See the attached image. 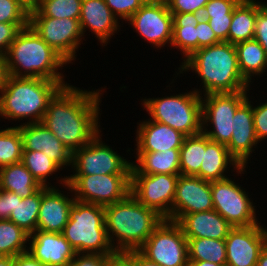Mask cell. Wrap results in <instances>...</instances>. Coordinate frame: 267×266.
I'll use <instances>...</instances> for the list:
<instances>
[{
	"mask_svg": "<svg viewBox=\"0 0 267 266\" xmlns=\"http://www.w3.org/2000/svg\"><path fill=\"white\" fill-rule=\"evenodd\" d=\"M211 182L197 176L179 175L172 205V221L183 215L213 210Z\"/></svg>",
	"mask_w": 267,
	"mask_h": 266,
	"instance_id": "obj_18",
	"label": "cell"
},
{
	"mask_svg": "<svg viewBox=\"0 0 267 266\" xmlns=\"http://www.w3.org/2000/svg\"><path fill=\"white\" fill-rule=\"evenodd\" d=\"M230 168L231 173L236 172L237 175L233 174L234 176H242L241 174H246L248 166H241L229 153L226 145L212 141L206 136V150L200 172L196 176L210 182L223 180L231 176L228 174Z\"/></svg>",
	"mask_w": 267,
	"mask_h": 266,
	"instance_id": "obj_24",
	"label": "cell"
},
{
	"mask_svg": "<svg viewBox=\"0 0 267 266\" xmlns=\"http://www.w3.org/2000/svg\"><path fill=\"white\" fill-rule=\"evenodd\" d=\"M180 64L178 72L174 74L176 79L180 74L192 70L200 77L202 85L199 89H192L201 96L202 93H233L252 89L239 70L235 45L227 41L199 48Z\"/></svg>",
	"mask_w": 267,
	"mask_h": 266,
	"instance_id": "obj_2",
	"label": "cell"
},
{
	"mask_svg": "<svg viewBox=\"0 0 267 266\" xmlns=\"http://www.w3.org/2000/svg\"><path fill=\"white\" fill-rule=\"evenodd\" d=\"M132 165L141 174L180 175V150L170 149L164 152L135 153Z\"/></svg>",
	"mask_w": 267,
	"mask_h": 266,
	"instance_id": "obj_28",
	"label": "cell"
},
{
	"mask_svg": "<svg viewBox=\"0 0 267 266\" xmlns=\"http://www.w3.org/2000/svg\"><path fill=\"white\" fill-rule=\"evenodd\" d=\"M235 48L242 77L252 86L254 78L263 77V73L267 71L265 51L254 38L235 44Z\"/></svg>",
	"mask_w": 267,
	"mask_h": 266,
	"instance_id": "obj_27",
	"label": "cell"
},
{
	"mask_svg": "<svg viewBox=\"0 0 267 266\" xmlns=\"http://www.w3.org/2000/svg\"><path fill=\"white\" fill-rule=\"evenodd\" d=\"M266 243V225L233 227L225 238L226 266H256Z\"/></svg>",
	"mask_w": 267,
	"mask_h": 266,
	"instance_id": "obj_17",
	"label": "cell"
},
{
	"mask_svg": "<svg viewBox=\"0 0 267 266\" xmlns=\"http://www.w3.org/2000/svg\"><path fill=\"white\" fill-rule=\"evenodd\" d=\"M21 162L41 185L52 187L50 177L62 169L41 151H23Z\"/></svg>",
	"mask_w": 267,
	"mask_h": 266,
	"instance_id": "obj_37",
	"label": "cell"
},
{
	"mask_svg": "<svg viewBox=\"0 0 267 266\" xmlns=\"http://www.w3.org/2000/svg\"><path fill=\"white\" fill-rule=\"evenodd\" d=\"M105 88L63 86L50 100L41 123L73 153L102 132L99 116Z\"/></svg>",
	"mask_w": 267,
	"mask_h": 266,
	"instance_id": "obj_1",
	"label": "cell"
},
{
	"mask_svg": "<svg viewBox=\"0 0 267 266\" xmlns=\"http://www.w3.org/2000/svg\"><path fill=\"white\" fill-rule=\"evenodd\" d=\"M14 257L0 256V266H13Z\"/></svg>",
	"mask_w": 267,
	"mask_h": 266,
	"instance_id": "obj_54",
	"label": "cell"
},
{
	"mask_svg": "<svg viewBox=\"0 0 267 266\" xmlns=\"http://www.w3.org/2000/svg\"><path fill=\"white\" fill-rule=\"evenodd\" d=\"M131 174L67 176L75 200L107 206L130 193Z\"/></svg>",
	"mask_w": 267,
	"mask_h": 266,
	"instance_id": "obj_13",
	"label": "cell"
},
{
	"mask_svg": "<svg viewBox=\"0 0 267 266\" xmlns=\"http://www.w3.org/2000/svg\"><path fill=\"white\" fill-rule=\"evenodd\" d=\"M13 266H46L35 259L28 251L14 257Z\"/></svg>",
	"mask_w": 267,
	"mask_h": 266,
	"instance_id": "obj_49",
	"label": "cell"
},
{
	"mask_svg": "<svg viewBox=\"0 0 267 266\" xmlns=\"http://www.w3.org/2000/svg\"><path fill=\"white\" fill-rule=\"evenodd\" d=\"M256 104L252 101L254 128L257 139L261 143L267 139V99L263 100V103Z\"/></svg>",
	"mask_w": 267,
	"mask_h": 266,
	"instance_id": "obj_42",
	"label": "cell"
},
{
	"mask_svg": "<svg viewBox=\"0 0 267 266\" xmlns=\"http://www.w3.org/2000/svg\"><path fill=\"white\" fill-rule=\"evenodd\" d=\"M256 266H267V243L260 251Z\"/></svg>",
	"mask_w": 267,
	"mask_h": 266,
	"instance_id": "obj_52",
	"label": "cell"
},
{
	"mask_svg": "<svg viewBox=\"0 0 267 266\" xmlns=\"http://www.w3.org/2000/svg\"><path fill=\"white\" fill-rule=\"evenodd\" d=\"M22 4H24L29 10H32L37 5L38 0H19Z\"/></svg>",
	"mask_w": 267,
	"mask_h": 266,
	"instance_id": "obj_55",
	"label": "cell"
},
{
	"mask_svg": "<svg viewBox=\"0 0 267 266\" xmlns=\"http://www.w3.org/2000/svg\"><path fill=\"white\" fill-rule=\"evenodd\" d=\"M99 132L87 145L72 153L73 174L68 176L131 174L132 160L120 155L102 140Z\"/></svg>",
	"mask_w": 267,
	"mask_h": 266,
	"instance_id": "obj_9",
	"label": "cell"
},
{
	"mask_svg": "<svg viewBox=\"0 0 267 266\" xmlns=\"http://www.w3.org/2000/svg\"><path fill=\"white\" fill-rule=\"evenodd\" d=\"M177 223L186 238L225 239L233 228L214 209L183 215Z\"/></svg>",
	"mask_w": 267,
	"mask_h": 266,
	"instance_id": "obj_25",
	"label": "cell"
},
{
	"mask_svg": "<svg viewBox=\"0 0 267 266\" xmlns=\"http://www.w3.org/2000/svg\"><path fill=\"white\" fill-rule=\"evenodd\" d=\"M228 177L211 181L213 208L233 227H249L262 224L257 216L256 206L246 188ZM260 222V223H259Z\"/></svg>",
	"mask_w": 267,
	"mask_h": 266,
	"instance_id": "obj_10",
	"label": "cell"
},
{
	"mask_svg": "<svg viewBox=\"0 0 267 266\" xmlns=\"http://www.w3.org/2000/svg\"><path fill=\"white\" fill-rule=\"evenodd\" d=\"M8 76L5 56H0V92L5 85L6 78Z\"/></svg>",
	"mask_w": 267,
	"mask_h": 266,
	"instance_id": "obj_50",
	"label": "cell"
},
{
	"mask_svg": "<svg viewBox=\"0 0 267 266\" xmlns=\"http://www.w3.org/2000/svg\"><path fill=\"white\" fill-rule=\"evenodd\" d=\"M188 241V261H211L226 265L225 239L186 238Z\"/></svg>",
	"mask_w": 267,
	"mask_h": 266,
	"instance_id": "obj_33",
	"label": "cell"
},
{
	"mask_svg": "<svg viewBox=\"0 0 267 266\" xmlns=\"http://www.w3.org/2000/svg\"><path fill=\"white\" fill-rule=\"evenodd\" d=\"M62 234L76 253L117 254L107 234L104 206L75 200Z\"/></svg>",
	"mask_w": 267,
	"mask_h": 266,
	"instance_id": "obj_6",
	"label": "cell"
},
{
	"mask_svg": "<svg viewBox=\"0 0 267 266\" xmlns=\"http://www.w3.org/2000/svg\"><path fill=\"white\" fill-rule=\"evenodd\" d=\"M111 12L121 20L126 21L142 6L139 0H104Z\"/></svg>",
	"mask_w": 267,
	"mask_h": 266,
	"instance_id": "obj_40",
	"label": "cell"
},
{
	"mask_svg": "<svg viewBox=\"0 0 267 266\" xmlns=\"http://www.w3.org/2000/svg\"><path fill=\"white\" fill-rule=\"evenodd\" d=\"M82 0H38L29 17L70 18L79 20Z\"/></svg>",
	"mask_w": 267,
	"mask_h": 266,
	"instance_id": "obj_36",
	"label": "cell"
},
{
	"mask_svg": "<svg viewBox=\"0 0 267 266\" xmlns=\"http://www.w3.org/2000/svg\"><path fill=\"white\" fill-rule=\"evenodd\" d=\"M108 266H131L130 262L122 255L117 254L110 262Z\"/></svg>",
	"mask_w": 267,
	"mask_h": 266,
	"instance_id": "obj_51",
	"label": "cell"
},
{
	"mask_svg": "<svg viewBox=\"0 0 267 266\" xmlns=\"http://www.w3.org/2000/svg\"><path fill=\"white\" fill-rule=\"evenodd\" d=\"M5 61L8 75L66 82V76L61 71L69 63L30 25L17 34L5 55Z\"/></svg>",
	"mask_w": 267,
	"mask_h": 266,
	"instance_id": "obj_3",
	"label": "cell"
},
{
	"mask_svg": "<svg viewBox=\"0 0 267 266\" xmlns=\"http://www.w3.org/2000/svg\"><path fill=\"white\" fill-rule=\"evenodd\" d=\"M160 266H188V241L180 225L164 219L138 250Z\"/></svg>",
	"mask_w": 267,
	"mask_h": 266,
	"instance_id": "obj_11",
	"label": "cell"
},
{
	"mask_svg": "<svg viewBox=\"0 0 267 266\" xmlns=\"http://www.w3.org/2000/svg\"><path fill=\"white\" fill-rule=\"evenodd\" d=\"M180 150V175L196 176L206 150V135L201 132L185 136Z\"/></svg>",
	"mask_w": 267,
	"mask_h": 266,
	"instance_id": "obj_32",
	"label": "cell"
},
{
	"mask_svg": "<svg viewBox=\"0 0 267 266\" xmlns=\"http://www.w3.org/2000/svg\"><path fill=\"white\" fill-rule=\"evenodd\" d=\"M179 175L141 174L131 166L130 194L142 205L172 220V205Z\"/></svg>",
	"mask_w": 267,
	"mask_h": 266,
	"instance_id": "obj_12",
	"label": "cell"
},
{
	"mask_svg": "<svg viewBox=\"0 0 267 266\" xmlns=\"http://www.w3.org/2000/svg\"><path fill=\"white\" fill-rule=\"evenodd\" d=\"M162 0H139V2L142 4V5H145V4H153V3H157V2H160Z\"/></svg>",
	"mask_w": 267,
	"mask_h": 266,
	"instance_id": "obj_56",
	"label": "cell"
},
{
	"mask_svg": "<svg viewBox=\"0 0 267 266\" xmlns=\"http://www.w3.org/2000/svg\"><path fill=\"white\" fill-rule=\"evenodd\" d=\"M60 176L56 177L58 186L62 185L69 192L66 194V191L60 190L57 185L52 187L41 186V205L37 219L38 231L62 233L69 221L70 208L75 198L71 187L67 184V175Z\"/></svg>",
	"mask_w": 267,
	"mask_h": 266,
	"instance_id": "obj_16",
	"label": "cell"
},
{
	"mask_svg": "<svg viewBox=\"0 0 267 266\" xmlns=\"http://www.w3.org/2000/svg\"><path fill=\"white\" fill-rule=\"evenodd\" d=\"M20 124L16 126L22 136L23 151H41L62 170L72 166V152L41 122Z\"/></svg>",
	"mask_w": 267,
	"mask_h": 266,
	"instance_id": "obj_19",
	"label": "cell"
},
{
	"mask_svg": "<svg viewBox=\"0 0 267 266\" xmlns=\"http://www.w3.org/2000/svg\"><path fill=\"white\" fill-rule=\"evenodd\" d=\"M188 266H226V265H217L211 261H189Z\"/></svg>",
	"mask_w": 267,
	"mask_h": 266,
	"instance_id": "obj_53",
	"label": "cell"
},
{
	"mask_svg": "<svg viewBox=\"0 0 267 266\" xmlns=\"http://www.w3.org/2000/svg\"><path fill=\"white\" fill-rule=\"evenodd\" d=\"M257 0V18L254 39L263 47L267 56V1Z\"/></svg>",
	"mask_w": 267,
	"mask_h": 266,
	"instance_id": "obj_41",
	"label": "cell"
},
{
	"mask_svg": "<svg viewBox=\"0 0 267 266\" xmlns=\"http://www.w3.org/2000/svg\"><path fill=\"white\" fill-rule=\"evenodd\" d=\"M192 90V91H191ZM175 95L142 98L141 105L148 119L180 131L185 136L202 132L201 95L191 89Z\"/></svg>",
	"mask_w": 267,
	"mask_h": 266,
	"instance_id": "obj_7",
	"label": "cell"
},
{
	"mask_svg": "<svg viewBox=\"0 0 267 266\" xmlns=\"http://www.w3.org/2000/svg\"><path fill=\"white\" fill-rule=\"evenodd\" d=\"M122 255L130 262L131 266H160L159 264L148 260L139 251H128Z\"/></svg>",
	"mask_w": 267,
	"mask_h": 266,
	"instance_id": "obj_48",
	"label": "cell"
},
{
	"mask_svg": "<svg viewBox=\"0 0 267 266\" xmlns=\"http://www.w3.org/2000/svg\"><path fill=\"white\" fill-rule=\"evenodd\" d=\"M29 25L50 47L73 65L78 56L77 51L79 52V48L81 49L83 40L86 41L79 20L29 17Z\"/></svg>",
	"mask_w": 267,
	"mask_h": 266,
	"instance_id": "obj_14",
	"label": "cell"
},
{
	"mask_svg": "<svg viewBox=\"0 0 267 266\" xmlns=\"http://www.w3.org/2000/svg\"><path fill=\"white\" fill-rule=\"evenodd\" d=\"M41 205V187L31 196L21 198L16 194V206L9 220L32 235L37 230V219Z\"/></svg>",
	"mask_w": 267,
	"mask_h": 266,
	"instance_id": "obj_34",
	"label": "cell"
},
{
	"mask_svg": "<svg viewBox=\"0 0 267 266\" xmlns=\"http://www.w3.org/2000/svg\"><path fill=\"white\" fill-rule=\"evenodd\" d=\"M139 121L134 133L136 136L134 153L164 152L182 147L185 135L180 131L149 119Z\"/></svg>",
	"mask_w": 267,
	"mask_h": 266,
	"instance_id": "obj_23",
	"label": "cell"
},
{
	"mask_svg": "<svg viewBox=\"0 0 267 266\" xmlns=\"http://www.w3.org/2000/svg\"><path fill=\"white\" fill-rule=\"evenodd\" d=\"M197 29L198 49L211 46L221 41L216 37L214 31L211 29L207 19L201 18Z\"/></svg>",
	"mask_w": 267,
	"mask_h": 266,
	"instance_id": "obj_46",
	"label": "cell"
},
{
	"mask_svg": "<svg viewBox=\"0 0 267 266\" xmlns=\"http://www.w3.org/2000/svg\"><path fill=\"white\" fill-rule=\"evenodd\" d=\"M23 141L17 126L0 129V167L21 162Z\"/></svg>",
	"mask_w": 267,
	"mask_h": 266,
	"instance_id": "obj_38",
	"label": "cell"
},
{
	"mask_svg": "<svg viewBox=\"0 0 267 266\" xmlns=\"http://www.w3.org/2000/svg\"><path fill=\"white\" fill-rule=\"evenodd\" d=\"M241 0H209L202 18L207 19L211 29L220 41L228 42L233 10Z\"/></svg>",
	"mask_w": 267,
	"mask_h": 266,
	"instance_id": "obj_31",
	"label": "cell"
},
{
	"mask_svg": "<svg viewBox=\"0 0 267 266\" xmlns=\"http://www.w3.org/2000/svg\"><path fill=\"white\" fill-rule=\"evenodd\" d=\"M28 243L27 232L9 219L0 220V256L15 257L25 253L28 251Z\"/></svg>",
	"mask_w": 267,
	"mask_h": 266,
	"instance_id": "obj_35",
	"label": "cell"
},
{
	"mask_svg": "<svg viewBox=\"0 0 267 266\" xmlns=\"http://www.w3.org/2000/svg\"><path fill=\"white\" fill-rule=\"evenodd\" d=\"M247 100L236 110L233 117V134L226 145L229 153L241 166H248L255 149L260 145L254 128L252 101ZM250 100V101H249ZM250 161V162H249Z\"/></svg>",
	"mask_w": 267,
	"mask_h": 266,
	"instance_id": "obj_20",
	"label": "cell"
},
{
	"mask_svg": "<svg viewBox=\"0 0 267 266\" xmlns=\"http://www.w3.org/2000/svg\"><path fill=\"white\" fill-rule=\"evenodd\" d=\"M16 206V194L0 189V220L9 219Z\"/></svg>",
	"mask_w": 267,
	"mask_h": 266,
	"instance_id": "obj_47",
	"label": "cell"
},
{
	"mask_svg": "<svg viewBox=\"0 0 267 266\" xmlns=\"http://www.w3.org/2000/svg\"><path fill=\"white\" fill-rule=\"evenodd\" d=\"M249 93L237 91L202 95V132L210 140L227 145L233 134L235 112L247 100Z\"/></svg>",
	"mask_w": 267,
	"mask_h": 266,
	"instance_id": "obj_8",
	"label": "cell"
},
{
	"mask_svg": "<svg viewBox=\"0 0 267 266\" xmlns=\"http://www.w3.org/2000/svg\"><path fill=\"white\" fill-rule=\"evenodd\" d=\"M257 0L240 1L232 14L228 42L237 44L254 38Z\"/></svg>",
	"mask_w": 267,
	"mask_h": 266,
	"instance_id": "obj_30",
	"label": "cell"
},
{
	"mask_svg": "<svg viewBox=\"0 0 267 266\" xmlns=\"http://www.w3.org/2000/svg\"><path fill=\"white\" fill-rule=\"evenodd\" d=\"M117 254L76 253L69 266H108Z\"/></svg>",
	"mask_w": 267,
	"mask_h": 266,
	"instance_id": "obj_44",
	"label": "cell"
},
{
	"mask_svg": "<svg viewBox=\"0 0 267 266\" xmlns=\"http://www.w3.org/2000/svg\"><path fill=\"white\" fill-rule=\"evenodd\" d=\"M171 13H200L209 0H165Z\"/></svg>",
	"mask_w": 267,
	"mask_h": 266,
	"instance_id": "obj_45",
	"label": "cell"
},
{
	"mask_svg": "<svg viewBox=\"0 0 267 266\" xmlns=\"http://www.w3.org/2000/svg\"><path fill=\"white\" fill-rule=\"evenodd\" d=\"M29 23H0V56H5L20 30Z\"/></svg>",
	"mask_w": 267,
	"mask_h": 266,
	"instance_id": "obj_43",
	"label": "cell"
},
{
	"mask_svg": "<svg viewBox=\"0 0 267 266\" xmlns=\"http://www.w3.org/2000/svg\"><path fill=\"white\" fill-rule=\"evenodd\" d=\"M70 83L8 75L0 92V118L25 124L43 120L50 100ZM21 120V121H20Z\"/></svg>",
	"mask_w": 267,
	"mask_h": 266,
	"instance_id": "obj_5",
	"label": "cell"
},
{
	"mask_svg": "<svg viewBox=\"0 0 267 266\" xmlns=\"http://www.w3.org/2000/svg\"><path fill=\"white\" fill-rule=\"evenodd\" d=\"M28 252L46 266L70 265L76 255L62 233L38 230L29 235Z\"/></svg>",
	"mask_w": 267,
	"mask_h": 266,
	"instance_id": "obj_22",
	"label": "cell"
},
{
	"mask_svg": "<svg viewBox=\"0 0 267 266\" xmlns=\"http://www.w3.org/2000/svg\"><path fill=\"white\" fill-rule=\"evenodd\" d=\"M80 27L83 36L93 33L100 46L106 47L111 37L122 31L119 19L111 12L104 0H82ZM89 29V30H88Z\"/></svg>",
	"mask_w": 267,
	"mask_h": 266,
	"instance_id": "obj_21",
	"label": "cell"
},
{
	"mask_svg": "<svg viewBox=\"0 0 267 266\" xmlns=\"http://www.w3.org/2000/svg\"><path fill=\"white\" fill-rule=\"evenodd\" d=\"M127 22L129 27L131 26L134 32L139 34L137 36L149 42L151 47L157 50L170 47L173 37V17L165 0L142 5L126 24Z\"/></svg>",
	"mask_w": 267,
	"mask_h": 266,
	"instance_id": "obj_15",
	"label": "cell"
},
{
	"mask_svg": "<svg viewBox=\"0 0 267 266\" xmlns=\"http://www.w3.org/2000/svg\"><path fill=\"white\" fill-rule=\"evenodd\" d=\"M29 12L19 0H0V23H29Z\"/></svg>",
	"mask_w": 267,
	"mask_h": 266,
	"instance_id": "obj_39",
	"label": "cell"
},
{
	"mask_svg": "<svg viewBox=\"0 0 267 266\" xmlns=\"http://www.w3.org/2000/svg\"><path fill=\"white\" fill-rule=\"evenodd\" d=\"M41 185L22 162L0 167V189L13 192L21 198L33 195Z\"/></svg>",
	"mask_w": 267,
	"mask_h": 266,
	"instance_id": "obj_29",
	"label": "cell"
},
{
	"mask_svg": "<svg viewBox=\"0 0 267 266\" xmlns=\"http://www.w3.org/2000/svg\"><path fill=\"white\" fill-rule=\"evenodd\" d=\"M173 37L170 48L178 49L182 63L198 50L197 29L200 13H172ZM183 58V59H182Z\"/></svg>",
	"mask_w": 267,
	"mask_h": 266,
	"instance_id": "obj_26",
	"label": "cell"
},
{
	"mask_svg": "<svg viewBox=\"0 0 267 266\" xmlns=\"http://www.w3.org/2000/svg\"><path fill=\"white\" fill-rule=\"evenodd\" d=\"M104 211L107 234L117 254L138 251L164 220L130 193L123 200L105 206Z\"/></svg>",
	"mask_w": 267,
	"mask_h": 266,
	"instance_id": "obj_4",
	"label": "cell"
}]
</instances>
